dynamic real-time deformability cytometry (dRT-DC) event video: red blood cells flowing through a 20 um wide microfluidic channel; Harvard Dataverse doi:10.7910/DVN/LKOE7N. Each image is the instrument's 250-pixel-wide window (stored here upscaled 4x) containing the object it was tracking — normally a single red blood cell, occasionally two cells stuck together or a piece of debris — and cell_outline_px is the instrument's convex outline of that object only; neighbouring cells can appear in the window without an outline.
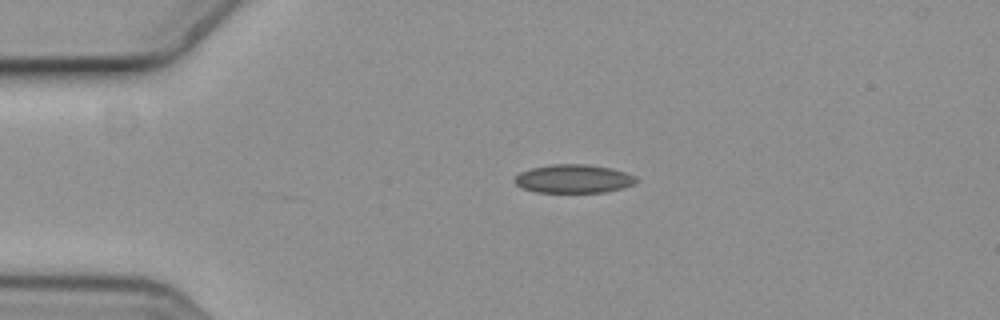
{"species": "common noctule bat (a hibernating species)", "species_latin": "Nyctalus noctula", "temperature_condition": "cold", "stored_images_in_passage": 2, "camera_frame_rate_fps": 3000, "um_per_image_px": 0.085, "animal": {"sex": "female", "body_mass_g": 19.3, "forearm_length_mm": 54.1}, "frame": {"image": 1, "passage_image": 1, "time_ms": 0.0, "image_size_px": [1000, 320], "cell_outline_px": [[636, 180], [632, 184], [620, 188], [604, 192], [536, 192], [524, 188], [516, 184], [512, 180], [520, 172], [532, 168], [552, 164], [588, 164], [612, 168], [636, 176]], "centroid_in_image_um": [48.72, 15.18], "position_along_channel_um": 36.3, "area_um2": 20.0}}